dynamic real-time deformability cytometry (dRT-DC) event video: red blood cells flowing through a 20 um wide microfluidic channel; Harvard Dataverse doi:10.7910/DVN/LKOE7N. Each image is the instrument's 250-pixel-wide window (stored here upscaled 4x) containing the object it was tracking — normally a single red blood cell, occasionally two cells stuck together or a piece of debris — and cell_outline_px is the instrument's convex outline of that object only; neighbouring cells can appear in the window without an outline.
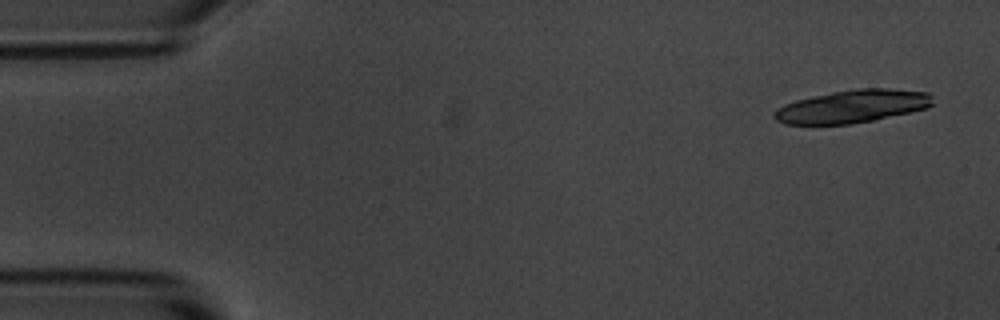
{"species": "common noctule bat (a hibernating species)", "species_latin": "Nyctalus noctula", "temperature_condition": "room temperature", "stored_images_in_passage": 5, "camera_frame_rate_fps": 3000, "um_per_image_px": 0.085, "animal": {"sex": "male", "body_mass_g": 20.1, "forearm_length_mm": 53.5}, "frame": {"image": 1, "passage_image": 1, "time_ms": 0.0, "image_size_px": [1000, 320], "cell_outline_px": [[932, 104], [928, 108], [912, 112], [852, 124], [784, 124], [776, 120], [772, 116], [776, 108], [784, 104], [796, 100], [812, 96], [832, 92], [856, 88], [888, 88], [928, 92], [932, 96]], "centroid_in_image_um": [72.45, 9.04], "position_along_channel_um": 12.6, "area_um2": 30.52}}